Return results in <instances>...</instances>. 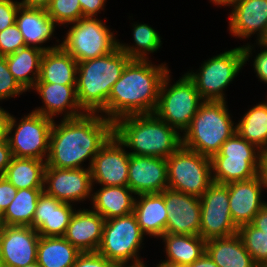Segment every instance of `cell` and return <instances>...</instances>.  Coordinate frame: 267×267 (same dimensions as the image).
<instances>
[{"mask_svg":"<svg viewBox=\"0 0 267 267\" xmlns=\"http://www.w3.org/2000/svg\"><path fill=\"white\" fill-rule=\"evenodd\" d=\"M20 6L26 8H35V9H47L50 5L51 0H20L18 1Z\"/></svg>","mask_w":267,"mask_h":267,"instance_id":"cell-48","label":"cell"},{"mask_svg":"<svg viewBox=\"0 0 267 267\" xmlns=\"http://www.w3.org/2000/svg\"><path fill=\"white\" fill-rule=\"evenodd\" d=\"M0 103V142L7 139L8 123L11 113L1 106Z\"/></svg>","mask_w":267,"mask_h":267,"instance_id":"cell-47","label":"cell"},{"mask_svg":"<svg viewBox=\"0 0 267 267\" xmlns=\"http://www.w3.org/2000/svg\"><path fill=\"white\" fill-rule=\"evenodd\" d=\"M170 68L166 62L131 59L112 87L107 101V119L154 113L162 81Z\"/></svg>","mask_w":267,"mask_h":267,"instance_id":"cell-2","label":"cell"},{"mask_svg":"<svg viewBox=\"0 0 267 267\" xmlns=\"http://www.w3.org/2000/svg\"><path fill=\"white\" fill-rule=\"evenodd\" d=\"M230 7L227 30L232 37L244 42L254 35L255 42L267 40V0H239Z\"/></svg>","mask_w":267,"mask_h":267,"instance_id":"cell-16","label":"cell"},{"mask_svg":"<svg viewBox=\"0 0 267 267\" xmlns=\"http://www.w3.org/2000/svg\"><path fill=\"white\" fill-rule=\"evenodd\" d=\"M229 191V209L234 224L239 228L252 223L254 216L267 203L263 200L265 185L261 176L253 179L227 184Z\"/></svg>","mask_w":267,"mask_h":267,"instance_id":"cell-22","label":"cell"},{"mask_svg":"<svg viewBox=\"0 0 267 267\" xmlns=\"http://www.w3.org/2000/svg\"><path fill=\"white\" fill-rule=\"evenodd\" d=\"M142 261L134 264H116L115 267H148L147 262ZM152 267V266H150Z\"/></svg>","mask_w":267,"mask_h":267,"instance_id":"cell-53","label":"cell"},{"mask_svg":"<svg viewBox=\"0 0 267 267\" xmlns=\"http://www.w3.org/2000/svg\"><path fill=\"white\" fill-rule=\"evenodd\" d=\"M210 2L209 3H212L211 5H215L217 6L218 8H221V7H228L230 8V6L232 4H234L235 2L239 1V0H209Z\"/></svg>","mask_w":267,"mask_h":267,"instance_id":"cell-51","label":"cell"},{"mask_svg":"<svg viewBox=\"0 0 267 267\" xmlns=\"http://www.w3.org/2000/svg\"><path fill=\"white\" fill-rule=\"evenodd\" d=\"M171 73L169 70L162 81L154 113L183 134L204 100L186 72L176 81Z\"/></svg>","mask_w":267,"mask_h":267,"instance_id":"cell-6","label":"cell"},{"mask_svg":"<svg viewBox=\"0 0 267 267\" xmlns=\"http://www.w3.org/2000/svg\"><path fill=\"white\" fill-rule=\"evenodd\" d=\"M129 159L130 153L113 134L93 159L90 168L93 187L127 186Z\"/></svg>","mask_w":267,"mask_h":267,"instance_id":"cell-15","label":"cell"},{"mask_svg":"<svg viewBox=\"0 0 267 267\" xmlns=\"http://www.w3.org/2000/svg\"><path fill=\"white\" fill-rule=\"evenodd\" d=\"M24 267H41V266L39 265V263L37 261H35V262L31 263V264H27Z\"/></svg>","mask_w":267,"mask_h":267,"instance_id":"cell-54","label":"cell"},{"mask_svg":"<svg viewBox=\"0 0 267 267\" xmlns=\"http://www.w3.org/2000/svg\"><path fill=\"white\" fill-rule=\"evenodd\" d=\"M166 161L169 189L200 198L213 183L208 156L182 145Z\"/></svg>","mask_w":267,"mask_h":267,"instance_id":"cell-12","label":"cell"},{"mask_svg":"<svg viewBox=\"0 0 267 267\" xmlns=\"http://www.w3.org/2000/svg\"><path fill=\"white\" fill-rule=\"evenodd\" d=\"M39 95L42 104L32 111L43 116L62 119L76 118L85 114L81 109L76 95V85L56 83H35L30 92Z\"/></svg>","mask_w":267,"mask_h":267,"instance_id":"cell-19","label":"cell"},{"mask_svg":"<svg viewBox=\"0 0 267 267\" xmlns=\"http://www.w3.org/2000/svg\"><path fill=\"white\" fill-rule=\"evenodd\" d=\"M188 267L187 265L172 264L169 262H157L153 267Z\"/></svg>","mask_w":267,"mask_h":267,"instance_id":"cell-52","label":"cell"},{"mask_svg":"<svg viewBox=\"0 0 267 267\" xmlns=\"http://www.w3.org/2000/svg\"><path fill=\"white\" fill-rule=\"evenodd\" d=\"M238 234L254 262L258 266L267 265V234L251 223L240 226Z\"/></svg>","mask_w":267,"mask_h":267,"instance_id":"cell-36","label":"cell"},{"mask_svg":"<svg viewBox=\"0 0 267 267\" xmlns=\"http://www.w3.org/2000/svg\"><path fill=\"white\" fill-rule=\"evenodd\" d=\"M145 235L134 213L105 220L102 241L97 252L116 264L144 261L141 251ZM143 246V247H142Z\"/></svg>","mask_w":267,"mask_h":267,"instance_id":"cell-10","label":"cell"},{"mask_svg":"<svg viewBox=\"0 0 267 267\" xmlns=\"http://www.w3.org/2000/svg\"><path fill=\"white\" fill-rule=\"evenodd\" d=\"M26 91L10 73L5 56H0V103L11 98L21 97Z\"/></svg>","mask_w":267,"mask_h":267,"instance_id":"cell-39","label":"cell"},{"mask_svg":"<svg viewBox=\"0 0 267 267\" xmlns=\"http://www.w3.org/2000/svg\"><path fill=\"white\" fill-rule=\"evenodd\" d=\"M132 24L131 35L133 44L118 40V47L130 59L149 60L153 53H157L162 48V37L158 30H155L151 25L134 22ZM150 55V56H149Z\"/></svg>","mask_w":267,"mask_h":267,"instance_id":"cell-33","label":"cell"},{"mask_svg":"<svg viewBox=\"0 0 267 267\" xmlns=\"http://www.w3.org/2000/svg\"><path fill=\"white\" fill-rule=\"evenodd\" d=\"M81 252L64 237H42L36 261L41 267H72Z\"/></svg>","mask_w":267,"mask_h":267,"instance_id":"cell-32","label":"cell"},{"mask_svg":"<svg viewBox=\"0 0 267 267\" xmlns=\"http://www.w3.org/2000/svg\"><path fill=\"white\" fill-rule=\"evenodd\" d=\"M75 210L76 205L57 200L43 191L31 227L42 237H63Z\"/></svg>","mask_w":267,"mask_h":267,"instance_id":"cell-23","label":"cell"},{"mask_svg":"<svg viewBox=\"0 0 267 267\" xmlns=\"http://www.w3.org/2000/svg\"><path fill=\"white\" fill-rule=\"evenodd\" d=\"M253 42L249 41L242 45L244 53V65L248 64L247 61L250 62V58L251 60L254 58L252 60L254 73H256L255 75L258 81L262 82L263 84H267V43L265 41L256 43L255 41ZM255 47H258V52H256ZM253 53L255 54L253 55Z\"/></svg>","mask_w":267,"mask_h":267,"instance_id":"cell-38","label":"cell"},{"mask_svg":"<svg viewBox=\"0 0 267 267\" xmlns=\"http://www.w3.org/2000/svg\"><path fill=\"white\" fill-rule=\"evenodd\" d=\"M112 135L113 122L100 113L54 120L46 165L61 169L91 168L95 155Z\"/></svg>","mask_w":267,"mask_h":267,"instance_id":"cell-1","label":"cell"},{"mask_svg":"<svg viewBox=\"0 0 267 267\" xmlns=\"http://www.w3.org/2000/svg\"><path fill=\"white\" fill-rule=\"evenodd\" d=\"M262 150L237 132L228 138L211 157L213 182L229 184L259 175Z\"/></svg>","mask_w":267,"mask_h":267,"instance_id":"cell-8","label":"cell"},{"mask_svg":"<svg viewBox=\"0 0 267 267\" xmlns=\"http://www.w3.org/2000/svg\"><path fill=\"white\" fill-rule=\"evenodd\" d=\"M259 175L267 190V149L262 151Z\"/></svg>","mask_w":267,"mask_h":267,"instance_id":"cell-50","label":"cell"},{"mask_svg":"<svg viewBox=\"0 0 267 267\" xmlns=\"http://www.w3.org/2000/svg\"><path fill=\"white\" fill-rule=\"evenodd\" d=\"M19 6L17 0H0V32L15 24Z\"/></svg>","mask_w":267,"mask_h":267,"instance_id":"cell-42","label":"cell"},{"mask_svg":"<svg viewBox=\"0 0 267 267\" xmlns=\"http://www.w3.org/2000/svg\"><path fill=\"white\" fill-rule=\"evenodd\" d=\"M54 120L34 111L21 118L11 114L8 123L7 141L12 155L46 161L49 153V138Z\"/></svg>","mask_w":267,"mask_h":267,"instance_id":"cell-11","label":"cell"},{"mask_svg":"<svg viewBox=\"0 0 267 267\" xmlns=\"http://www.w3.org/2000/svg\"><path fill=\"white\" fill-rule=\"evenodd\" d=\"M43 54L39 48L26 46L5 56L10 73L26 92L39 79Z\"/></svg>","mask_w":267,"mask_h":267,"instance_id":"cell-30","label":"cell"},{"mask_svg":"<svg viewBox=\"0 0 267 267\" xmlns=\"http://www.w3.org/2000/svg\"><path fill=\"white\" fill-rule=\"evenodd\" d=\"M107 0H79L83 17L98 18L105 11Z\"/></svg>","mask_w":267,"mask_h":267,"instance_id":"cell-44","label":"cell"},{"mask_svg":"<svg viewBox=\"0 0 267 267\" xmlns=\"http://www.w3.org/2000/svg\"><path fill=\"white\" fill-rule=\"evenodd\" d=\"M0 267H5V266H4V262H3V259H2V257H1V255H0Z\"/></svg>","mask_w":267,"mask_h":267,"instance_id":"cell-55","label":"cell"},{"mask_svg":"<svg viewBox=\"0 0 267 267\" xmlns=\"http://www.w3.org/2000/svg\"><path fill=\"white\" fill-rule=\"evenodd\" d=\"M78 62L62 47L45 51L36 83L76 85Z\"/></svg>","mask_w":267,"mask_h":267,"instance_id":"cell-28","label":"cell"},{"mask_svg":"<svg viewBox=\"0 0 267 267\" xmlns=\"http://www.w3.org/2000/svg\"><path fill=\"white\" fill-rule=\"evenodd\" d=\"M206 253L219 267H259L238 233L207 240Z\"/></svg>","mask_w":267,"mask_h":267,"instance_id":"cell-27","label":"cell"},{"mask_svg":"<svg viewBox=\"0 0 267 267\" xmlns=\"http://www.w3.org/2000/svg\"><path fill=\"white\" fill-rule=\"evenodd\" d=\"M130 60L117 47L105 56L78 62L76 95L85 113H100L107 118V101L112 87Z\"/></svg>","mask_w":267,"mask_h":267,"instance_id":"cell-4","label":"cell"},{"mask_svg":"<svg viewBox=\"0 0 267 267\" xmlns=\"http://www.w3.org/2000/svg\"><path fill=\"white\" fill-rule=\"evenodd\" d=\"M188 267H219L205 252L200 258L194 261Z\"/></svg>","mask_w":267,"mask_h":267,"instance_id":"cell-49","label":"cell"},{"mask_svg":"<svg viewBox=\"0 0 267 267\" xmlns=\"http://www.w3.org/2000/svg\"><path fill=\"white\" fill-rule=\"evenodd\" d=\"M266 98V101L265 100H263V101H261L266 107H267V96H265Z\"/></svg>","mask_w":267,"mask_h":267,"instance_id":"cell-56","label":"cell"},{"mask_svg":"<svg viewBox=\"0 0 267 267\" xmlns=\"http://www.w3.org/2000/svg\"><path fill=\"white\" fill-rule=\"evenodd\" d=\"M244 66V53L240 45L202 61L198 70L192 68L186 74L194 81L204 101H227L225 89Z\"/></svg>","mask_w":267,"mask_h":267,"instance_id":"cell-7","label":"cell"},{"mask_svg":"<svg viewBox=\"0 0 267 267\" xmlns=\"http://www.w3.org/2000/svg\"><path fill=\"white\" fill-rule=\"evenodd\" d=\"M13 158L9 143L6 140L0 142V176L3 175Z\"/></svg>","mask_w":267,"mask_h":267,"instance_id":"cell-45","label":"cell"},{"mask_svg":"<svg viewBox=\"0 0 267 267\" xmlns=\"http://www.w3.org/2000/svg\"><path fill=\"white\" fill-rule=\"evenodd\" d=\"M93 187L90 207L105 220L130 214L134 210L136 194L128 186Z\"/></svg>","mask_w":267,"mask_h":267,"instance_id":"cell-26","label":"cell"},{"mask_svg":"<svg viewBox=\"0 0 267 267\" xmlns=\"http://www.w3.org/2000/svg\"><path fill=\"white\" fill-rule=\"evenodd\" d=\"M201 228L204 240L221 238L238 233L229 209V191L226 184L213 182L200 197Z\"/></svg>","mask_w":267,"mask_h":267,"instance_id":"cell-13","label":"cell"},{"mask_svg":"<svg viewBox=\"0 0 267 267\" xmlns=\"http://www.w3.org/2000/svg\"><path fill=\"white\" fill-rule=\"evenodd\" d=\"M40 235L31 226L0 225V255L5 267H24L36 261Z\"/></svg>","mask_w":267,"mask_h":267,"instance_id":"cell-17","label":"cell"},{"mask_svg":"<svg viewBox=\"0 0 267 267\" xmlns=\"http://www.w3.org/2000/svg\"><path fill=\"white\" fill-rule=\"evenodd\" d=\"M113 134L131 155L167 159L182 146V134L155 113L121 117L113 122Z\"/></svg>","mask_w":267,"mask_h":267,"instance_id":"cell-3","label":"cell"},{"mask_svg":"<svg viewBox=\"0 0 267 267\" xmlns=\"http://www.w3.org/2000/svg\"><path fill=\"white\" fill-rule=\"evenodd\" d=\"M77 208L63 237L81 253L97 252L102 241L105 219L90 206Z\"/></svg>","mask_w":267,"mask_h":267,"instance_id":"cell-24","label":"cell"},{"mask_svg":"<svg viewBox=\"0 0 267 267\" xmlns=\"http://www.w3.org/2000/svg\"><path fill=\"white\" fill-rule=\"evenodd\" d=\"M46 11L63 28L83 18L79 0H51Z\"/></svg>","mask_w":267,"mask_h":267,"instance_id":"cell-37","label":"cell"},{"mask_svg":"<svg viewBox=\"0 0 267 267\" xmlns=\"http://www.w3.org/2000/svg\"><path fill=\"white\" fill-rule=\"evenodd\" d=\"M236 132L260 150L267 149V107L258 102L236 122Z\"/></svg>","mask_w":267,"mask_h":267,"instance_id":"cell-34","label":"cell"},{"mask_svg":"<svg viewBox=\"0 0 267 267\" xmlns=\"http://www.w3.org/2000/svg\"><path fill=\"white\" fill-rule=\"evenodd\" d=\"M43 191L73 205L92 200L93 183L90 168H45Z\"/></svg>","mask_w":267,"mask_h":267,"instance_id":"cell-14","label":"cell"},{"mask_svg":"<svg viewBox=\"0 0 267 267\" xmlns=\"http://www.w3.org/2000/svg\"><path fill=\"white\" fill-rule=\"evenodd\" d=\"M104 21L99 18L83 17L77 22L66 25L65 29L68 30L65 36H62L61 47L77 62L111 53L118 47L119 38L116 37L118 32L114 29L112 31L106 25V17Z\"/></svg>","mask_w":267,"mask_h":267,"instance_id":"cell-9","label":"cell"},{"mask_svg":"<svg viewBox=\"0 0 267 267\" xmlns=\"http://www.w3.org/2000/svg\"><path fill=\"white\" fill-rule=\"evenodd\" d=\"M127 186L136 195L163 192L168 188L166 159L130 154Z\"/></svg>","mask_w":267,"mask_h":267,"instance_id":"cell-21","label":"cell"},{"mask_svg":"<svg viewBox=\"0 0 267 267\" xmlns=\"http://www.w3.org/2000/svg\"><path fill=\"white\" fill-rule=\"evenodd\" d=\"M46 166V161L13 156L2 176L18 190L43 189Z\"/></svg>","mask_w":267,"mask_h":267,"instance_id":"cell-31","label":"cell"},{"mask_svg":"<svg viewBox=\"0 0 267 267\" xmlns=\"http://www.w3.org/2000/svg\"><path fill=\"white\" fill-rule=\"evenodd\" d=\"M24 47L26 43L16 23L0 32V56L15 53Z\"/></svg>","mask_w":267,"mask_h":267,"instance_id":"cell-40","label":"cell"},{"mask_svg":"<svg viewBox=\"0 0 267 267\" xmlns=\"http://www.w3.org/2000/svg\"><path fill=\"white\" fill-rule=\"evenodd\" d=\"M116 263L109 261L98 252H83L72 267H115Z\"/></svg>","mask_w":267,"mask_h":267,"instance_id":"cell-41","label":"cell"},{"mask_svg":"<svg viewBox=\"0 0 267 267\" xmlns=\"http://www.w3.org/2000/svg\"><path fill=\"white\" fill-rule=\"evenodd\" d=\"M255 228L263 231L267 234V203L261 208V210L254 216L251 223Z\"/></svg>","mask_w":267,"mask_h":267,"instance_id":"cell-46","label":"cell"},{"mask_svg":"<svg viewBox=\"0 0 267 267\" xmlns=\"http://www.w3.org/2000/svg\"><path fill=\"white\" fill-rule=\"evenodd\" d=\"M133 213L146 237L159 239L166 233L168 211L162 193L136 195Z\"/></svg>","mask_w":267,"mask_h":267,"instance_id":"cell-25","label":"cell"},{"mask_svg":"<svg viewBox=\"0 0 267 267\" xmlns=\"http://www.w3.org/2000/svg\"><path fill=\"white\" fill-rule=\"evenodd\" d=\"M227 101H204L182 134V145L212 157L236 132V122Z\"/></svg>","mask_w":267,"mask_h":267,"instance_id":"cell-5","label":"cell"},{"mask_svg":"<svg viewBox=\"0 0 267 267\" xmlns=\"http://www.w3.org/2000/svg\"><path fill=\"white\" fill-rule=\"evenodd\" d=\"M15 23L23 35L26 46L36 47L44 52L61 47V40L55 36L57 27H61L45 9L19 6ZM54 39L55 44L45 45Z\"/></svg>","mask_w":267,"mask_h":267,"instance_id":"cell-20","label":"cell"},{"mask_svg":"<svg viewBox=\"0 0 267 267\" xmlns=\"http://www.w3.org/2000/svg\"><path fill=\"white\" fill-rule=\"evenodd\" d=\"M158 240H162L165 254L159 262L190 265L206 252V240L200 235L165 233Z\"/></svg>","mask_w":267,"mask_h":267,"instance_id":"cell-29","label":"cell"},{"mask_svg":"<svg viewBox=\"0 0 267 267\" xmlns=\"http://www.w3.org/2000/svg\"><path fill=\"white\" fill-rule=\"evenodd\" d=\"M43 189H20L0 216V225L31 226L37 201Z\"/></svg>","mask_w":267,"mask_h":267,"instance_id":"cell-35","label":"cell"},{"mask_svg":"<svg viewBox=\"0 0 267 267\" xmlns=\"http://www.w3.org/2000/svg\"><path fill=\"white\" fill-rule=\"evenodd\" d=\"M17 190L4 176H0V216L15 198Z\"/></svg>","mask_w":267,"mask_h":267,"instance_id":"cell-43","label":"cell"},{"mask_svg":"<svg viewBox=\"0 0 267 267\" xmlns=\"http://www.w3.org/2000/svg\"><path fill=\"white\" fill-rule=\"evenodd\" d=\"M161 193L168 211L166 233L200 235V198L169 188Z\"/></svg>","mask_w":267,"mask_h":267,"instance_id":"cell-18","label":"cell"}]
</instances>
